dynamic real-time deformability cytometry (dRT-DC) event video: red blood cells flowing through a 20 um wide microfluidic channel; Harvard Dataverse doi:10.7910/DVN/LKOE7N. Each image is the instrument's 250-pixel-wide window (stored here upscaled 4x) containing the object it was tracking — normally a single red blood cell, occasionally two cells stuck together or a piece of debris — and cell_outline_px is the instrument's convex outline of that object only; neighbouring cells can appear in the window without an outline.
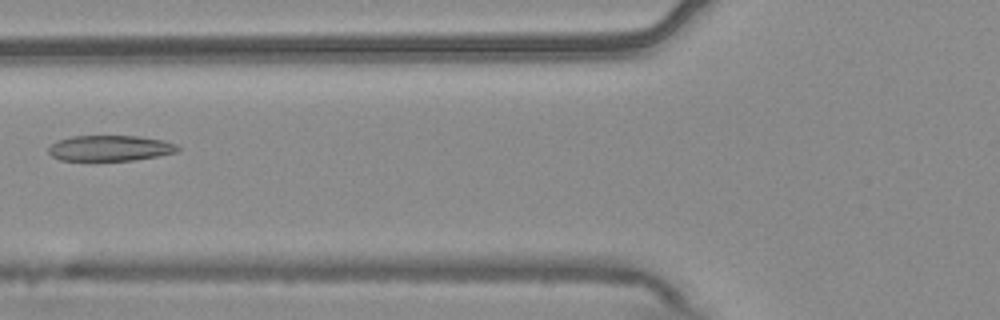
{"species": "common noctule bat (a hibernating species)", "species_latin": "Nyctalus noctula", "temperature_condition": "warm", "stored_images_in_passage": 6, "camera_frame_rate_fps": 3000, "um_per_image_px": 0.085, "animal": {"sex": "male", "body_mass_g": 20.4}, "frame": {"image": 1, "passage_image": 6, "time_ms": 1.667, "image_size_px": [1000, 320], "cell_outline_px": [[180, 148], [176, 152], [136, 160], [60, 160], [52, 156], [48, 152], [48, 148], [52, 144], [60, 140], [72, 136], [140, 136], [164, 140], [176, 144]], "centroid_in_image_um": [9.37, 12.59], "position_along_channel_um": 116.4, "area_um2": 19.19}}